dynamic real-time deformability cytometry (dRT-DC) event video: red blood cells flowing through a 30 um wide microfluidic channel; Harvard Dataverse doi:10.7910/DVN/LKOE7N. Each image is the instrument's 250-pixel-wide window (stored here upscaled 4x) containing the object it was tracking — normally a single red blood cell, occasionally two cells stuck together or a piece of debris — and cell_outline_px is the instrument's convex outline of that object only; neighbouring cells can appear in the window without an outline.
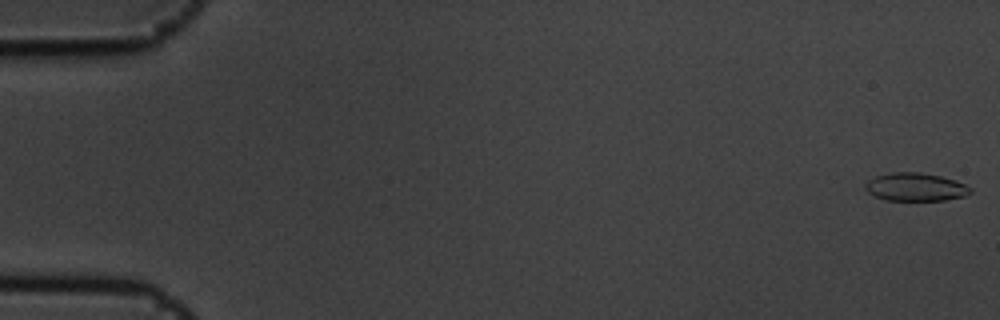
{"species": "common noctule bat (a hibernating species)", "species_latin": "Nyctalus noctula", "temperature_condition": "cold", "stored_images_in_passage": 10, "camera_frame_rate_fps": 3000, "um_per_image_px": 0.085, "animal": {"sex": "male", "body_mass_g": 19.5, "forearm_length_mm": 54.6}, "frame": {"image": 1, "passage_image": 1, "time_ms": 0.0, "image_size_px": [1000, 320], "cell_outline_px": [[972, 192], [964, 196], [944, 200], [884, 200], [868, 192], [864, 188], [864, 184], [868, 180], [876, 176], [892, 172], [920, 172], [940, 176], [964, 184], [972, 188]], "centroid_in_image_um": [77.79, 15.89], "position_along_channel_um": 7.2, "area_um2": 17.11}}
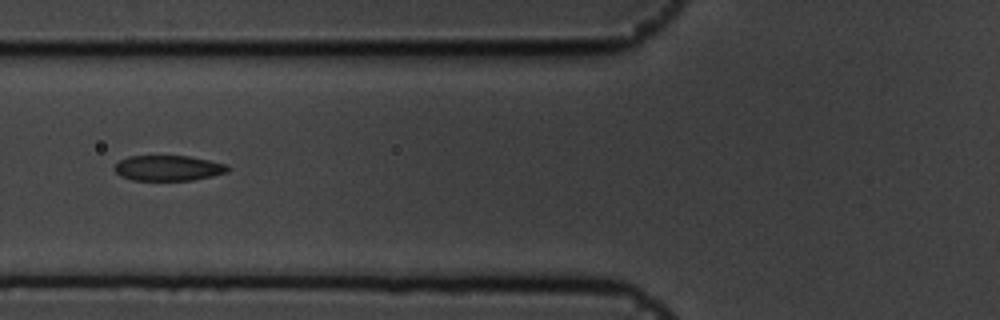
{"frame": {"image": 2, "passage_image": 7, "time_ms": 2.0, "image_size_px": [1000, 320], "cell_outline_px": [[232, 168], [228, 172], [212, 176], [192, 180], [132, 180], [120, 176], [112, 168], [120, 160], [128, 156], [188, 156], [228, 164]], "centroid_in_image_um": [14.32, 14.28], "position_along_channel_um": 111.5, "area_um2": 16.88}}
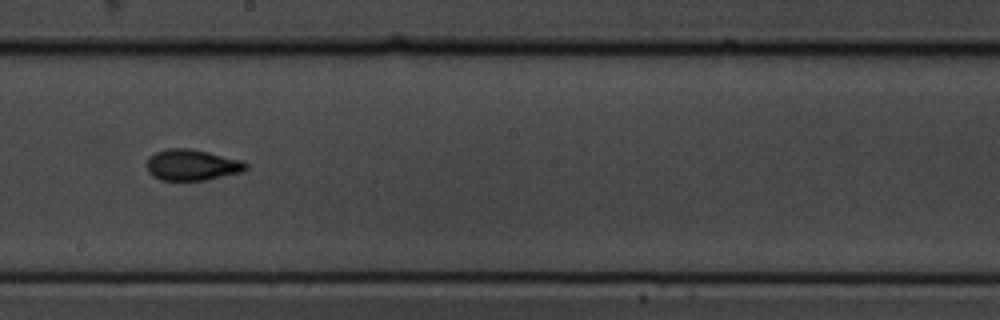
{"frame": {"image": 3, "passage_image": 10, "time_ms": 3.0, "image_size_px": [1000, 320], "cell_outline_px": [[248, 168], [244, 172], [204, 180], [160, 180], [152, 176], [148, 172], [148, 156], [156, 152], [168, 148], [188, 148], [208, 152], [244, 160], [248, 164]], "centroid_in_image_um": [16.36, 14.02], "position_along_channel_um": 231.8, "area_um2": 18.09}}